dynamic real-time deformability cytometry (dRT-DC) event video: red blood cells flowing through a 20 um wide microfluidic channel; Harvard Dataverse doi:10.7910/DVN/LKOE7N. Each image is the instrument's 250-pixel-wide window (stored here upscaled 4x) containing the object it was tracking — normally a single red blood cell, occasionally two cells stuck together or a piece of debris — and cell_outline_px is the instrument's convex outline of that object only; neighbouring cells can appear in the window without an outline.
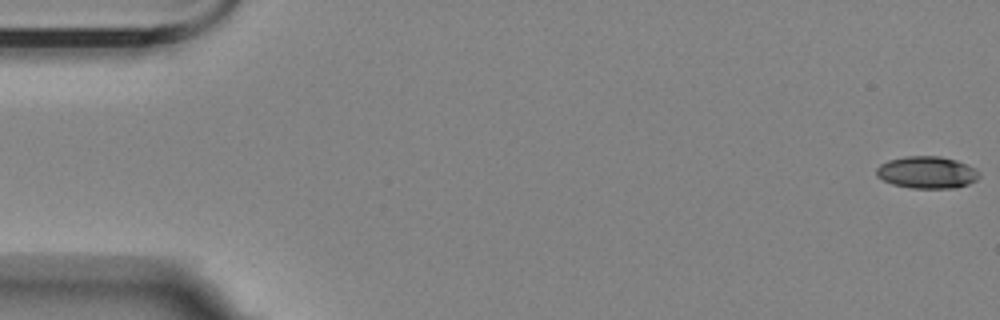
{"species": "Egyptian fruit bat (a non-hibernating species)", "species_latin": "Rousettus aegyptiacus", "temperature_condition": "room temperature", "stored_images_in_passage": 57, "camera_frame_rate_fps": 3000, "um_per_image_px": 0.085, "animal": {"sex": "female"}, "frame": {"image": 1, "passage_image": 1, "time_ms": 0.0, "image_size_px": [1000, 320], "cell_outline_px": [[980, 176], [976, 180], [968, 184], [956, 188], [912, 188], [892, 184], [876, 176], [876, 168], [880, 164], [888, 160], [904, 156], [940, 156], [956, 160], [976, 168], [980, 172]], "centroid_in_image_um": [78.8, 14.65], "position_along_channel_um": 6.2, "area_um2": 19.36}}
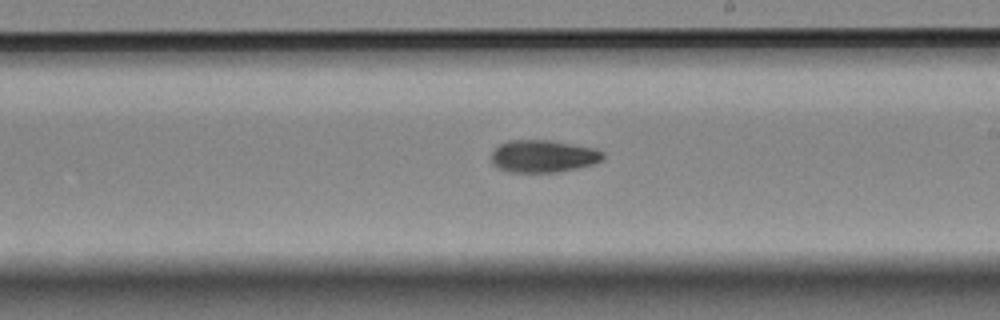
{"frame": {"image": 2, "passage_image": 33, "time_ms": 10.667, "image_size_px": [1000, 320], "cell_outline_px": [[604, 156], [596, 164], [556, 172], [508, 172], [496, 168], [492, 164], [492, 152], [500, 144], [508, 140], [552, 140], [596, 148], [604, 152]], "centroid_in_image_um": [46.17, 13.27], "position_along_channel_um": 242.8, "area_um2": 21.27}}
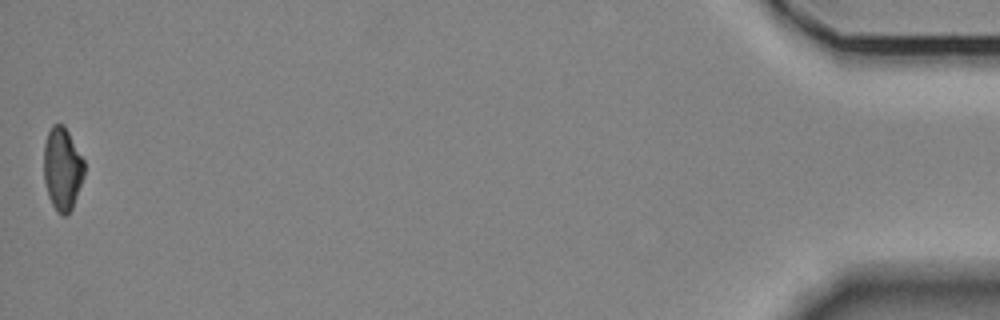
{"frame": {"image": 3, "passage_image": 57, "time_ms": 18.667, "image_size_px": [1000, 320], "cell_outline_px": [[84, 176], [72, 208], [64, 216], [56, 212], [48, 196], [44, 180], [44, 144], [48, 132], [52, 124], [64, 124], [84, 160]], "centroid_in_image_um": [5.29, 14.34], "position_along_channel_um": 429.9, "area_um2": 19.54}, "authors_computed_cell_mechanics": {"area_um2": 20.3456, "velocity_mm_per_s": 3.5177, "shape_relaxation_time_tau1_ms": null, "shape_relaxation_time_tau2_ms": 9.4422, "deformation_change_tau1": null, "deformation_change_tau2": 0.1643}}